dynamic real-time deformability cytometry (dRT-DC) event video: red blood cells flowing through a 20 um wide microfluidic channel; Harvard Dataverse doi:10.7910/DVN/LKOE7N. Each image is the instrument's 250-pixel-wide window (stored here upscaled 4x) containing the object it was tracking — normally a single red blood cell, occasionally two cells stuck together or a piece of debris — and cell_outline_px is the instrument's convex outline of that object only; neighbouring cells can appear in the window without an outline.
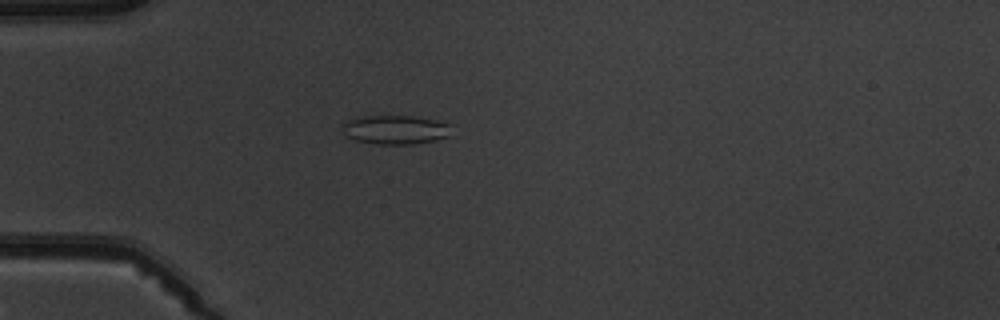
{"species": "common noctule bat (a hibernating species)", "species_latin": "Nyctalus noctula", "temperature_condition": "warm", "stored_images_in_passage": 1, "camera_frame_rate_fps": 3000, "um_per_image_px": 0.085, "animal": {"sex": "male", "body_mass_g": 19.5, "forearm_length_mm": 54.6}, "frame": {"image": 1, "passage_image": 1, "time_ms": 0.0, "image_size_px": [1000, 320], "cell_outline_px": [[452, 124], [448, 136], [436, 140], [412, 144], [376, 144], [352, 140], [340, 128], [340, 124], [344, 120], [364, 116], [412, 116], [436, 120]], "centroid_in_image_um": [33.56, 11.02], "position_along_channel_um": 51.4, "area_um2": 18.67}}